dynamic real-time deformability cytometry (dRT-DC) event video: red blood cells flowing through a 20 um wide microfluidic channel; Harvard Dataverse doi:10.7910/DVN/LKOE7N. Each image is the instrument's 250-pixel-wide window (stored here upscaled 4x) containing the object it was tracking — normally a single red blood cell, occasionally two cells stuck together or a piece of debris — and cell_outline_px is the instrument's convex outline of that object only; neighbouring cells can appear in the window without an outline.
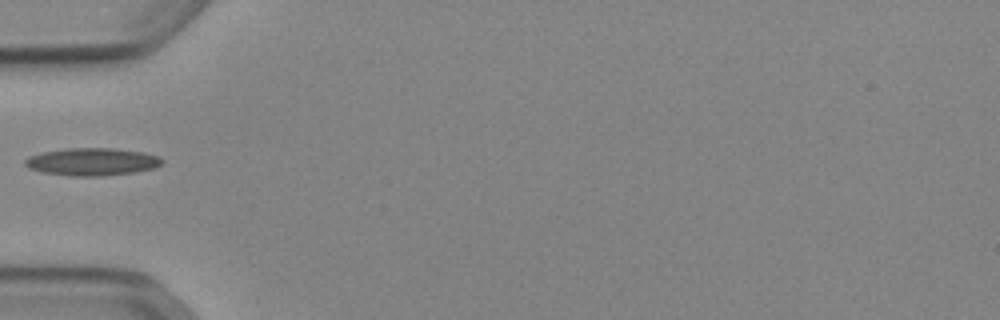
{"species": "Egyptian fruit bat (a non-hibernating species)", "species_latin": "Rousettus aegyptiacus", "temperature_condition": "cold", "stored_images_in_passage": 35, "camera_frame_rate_fps": 3000, "um_per_image_px": 0.085, "animal": {"sex": "female"}, "frame": {"image": 1, "passage_image": 1, "time_ms": 0.0, "image_size_px": [1000, 320], "cell_outline_px": [[164, 160], [156, 168], [132, 172], [100, 176], [72, 176], [40, 172], [28, 168], [24, 164], [24, 160], [28, 156], [44, 152], [68, 148], [112, 148], [144, 152], [160, 156]], "centroid_in_image_um": [7.82, 13.75], "position_along_channel_um": 77.2, "area_um2": 22.08}}
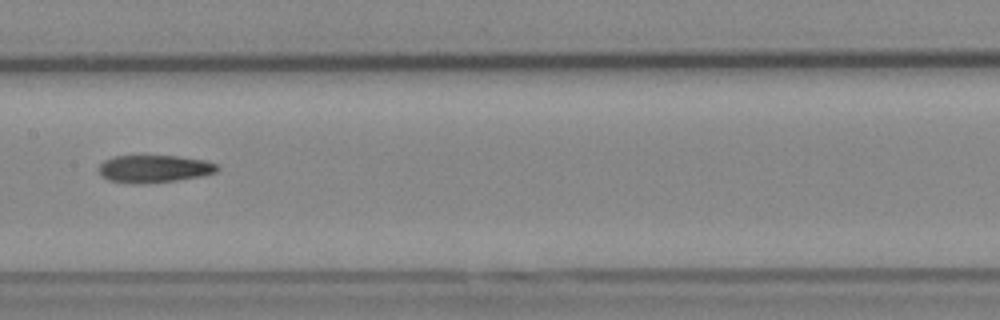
{"frame": {"image": 2, "passage_image": 10, "time_ms": 3.0, "image_size_px": [1000, 320], "cell_outline_px": [[220, 168], [216, 172], [200, 176], [176, 180], [108, 180], [100, 176], [96, 168], [104, 160], [112, 156], [180, 156], [204, 160], [216, 164]], "centroid_in_image_um": [13.11, 14.28], "position_along_channel_um": 194.3, "area_um2": 18.09}}
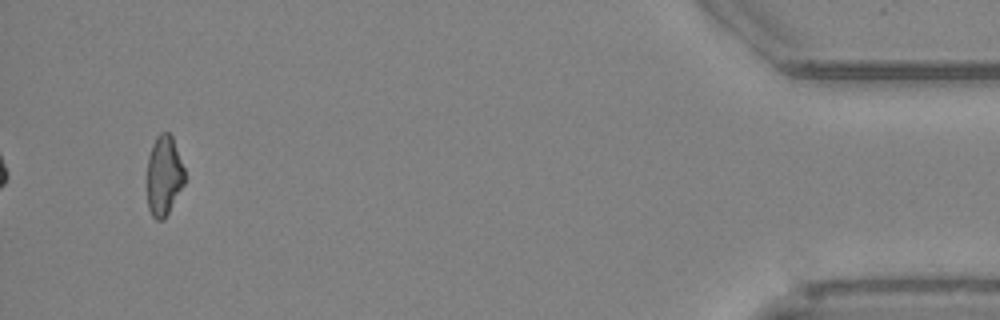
{"frame": {"image": 3, "passage_image": 33, "time_ms": 10.667, "image_size_px": [1000, 320], "cell_outline_px": [[184, 184], [164, 220], [156, 220], [152, 216], [148, 208], [148, 156], [152, 144], [156, 136], [160, 132], [168, 132], [172, 136], [184, 168]], "centroid_in_image_um": [13.93, 14.92], "position_along_channel_um": 421.3, "area_um2": 17.4}}